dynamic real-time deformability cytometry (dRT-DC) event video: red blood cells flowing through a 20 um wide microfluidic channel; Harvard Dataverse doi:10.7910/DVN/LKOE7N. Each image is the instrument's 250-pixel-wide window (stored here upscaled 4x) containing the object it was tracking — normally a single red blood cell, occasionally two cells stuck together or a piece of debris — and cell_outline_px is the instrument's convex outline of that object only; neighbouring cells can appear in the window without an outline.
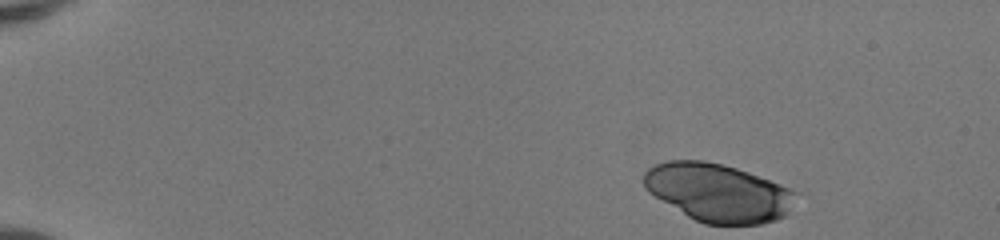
{"species": "human", "species_latin": "Homo sapiens", "temperature_condition": "room temperature", "stored_images_in_passage": 44, "camera_frame_rate_fps": 3000, "um_per_image_px": 0.085, "donor": {"sex": "female"}, "frame": {"image": 1, "passage_image": 1, "time_ms": 0.0, "image_size_px": [1000, 240], "cell_outline_px": [[796, 192], [788, 216], [776, 220], [760, 224], [704, 224], [688, 216], [648, 192], [644, 188], [644, 172], [648, 168], [656, 164], [668, 160], [704, 160], [736, 168], [748, 172], [788, 188]], "centroid_in_image_um": [61.02, 16.37], "position_along_channel_um": 24.0, "area_um2": 51.04}}
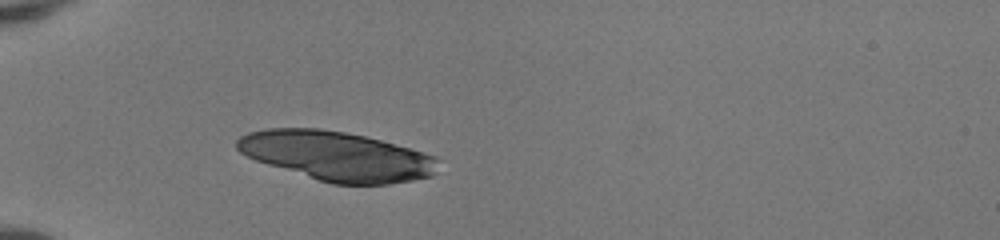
{"frame": {"image": 2, "passage_image": 11, "time_ms": 3.333, "image_size_px": [1000, 240], "cell_outline_px": [[440, 160], [436, 172], [432, 176], [412, 180], [388, 184], [332, 184], [268, 164], [256, 160], [240, 152], [236, 148], [236, 140], [240, 136], [248, 132], [268, 128], [320, 128], [344, 132], [364, 136], [380, 140], [436, 156]], "centroid_in_image_um": [28.63, 13.26], "position_along_channel_um": 56.4, "area_um2": 57.51}}